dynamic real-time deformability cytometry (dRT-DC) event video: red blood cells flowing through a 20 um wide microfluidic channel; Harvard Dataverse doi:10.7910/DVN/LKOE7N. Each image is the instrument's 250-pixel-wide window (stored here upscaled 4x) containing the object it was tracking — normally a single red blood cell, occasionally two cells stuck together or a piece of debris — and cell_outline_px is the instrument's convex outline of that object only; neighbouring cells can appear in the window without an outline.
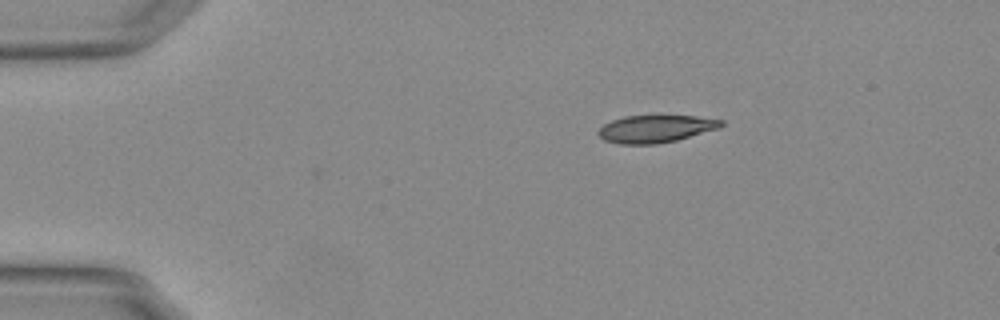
{"species": "Egyptian fruit bat (a non-hibernating species)", "species_latin": "Rousettus aegyptiacus", "temperature_condition": "warm", "stored_images_in_passage": 46, "camera_frame_rate_fps": 3000, "um_per_image_px": 0.085, "animal": {"sex": "female"}, "frame": {"image": 1, "passage_image": 1, "time_ms": 0.0, "image_size_px": [1000, 320], "cell_outline_px": [[724, 124], [720, 128], [676, 140], [656, 144], [620, 144], [604, 140], [596, 132], [604, 124], [612, 120], [624, 116], [696, 116], [724, 120]], "centroid_in_image_um": [55.73, 10.95], "position_along_channel_um": 29.3, "area_um2": 19.59}}
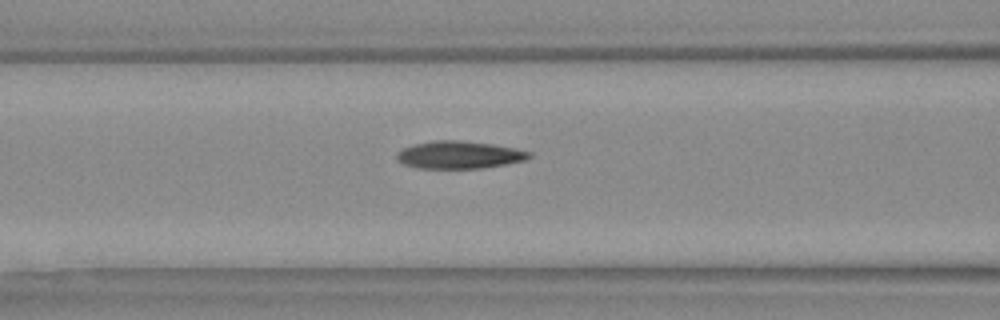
{"frame": {"image": 2, "passage_image": 14, "time_ms": 4.333, "image_size_px": [1000, 320], "cell_outline_px": [[532, 156], [524, 160], [504, 164], [480, 168], [416, 168], [404, 164], [396, 160], [396, 152], [412, 144], [436, 140], [460, 140], [492, 144], [516, 148], [532, 152]], "centroid_in_image_um": [39.0, 13.15], "position_along_channel_um": 127.6, "area_um2": 21.27}}
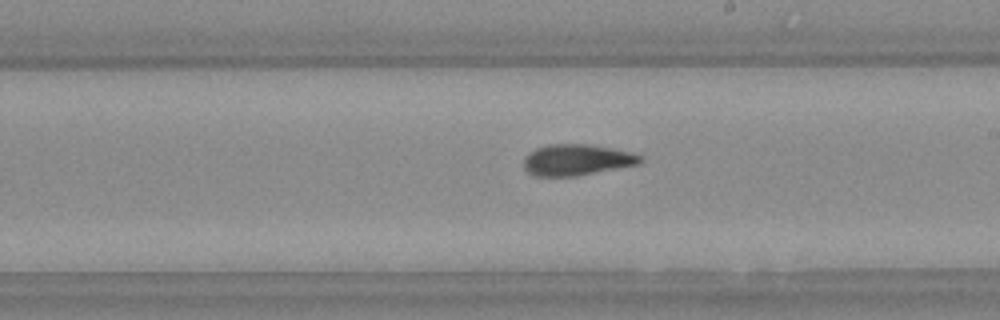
{"frame": {"image": 3, "passage_image": 23, "time_ms": 7.333, "image_size_px": [1000, 320], "cell_outline_px": [[644, 160], [640, 164], [576, 176], [536, 176], [528, 172], [524, 168], [524, 156], [528, 152], [536, 148], [548, 144], [588, 144], [612, 148], [644, 156]], "centroid_in_image_um": [49.02, 13.58], "position_along_channel_um": 240.0, "area_um2": 21.27}, "authors_computed_cell_mechanics": {"area_um2": 20.7502, "velocity_mm_per_s": 3.7586, "shape_relaxation_time_tau1_ms": null, "shape_relaxation_time_tau2_ms": 2.4815, "deformation_change_tau1": null, "deformation_change_tau2": 0.1012}}